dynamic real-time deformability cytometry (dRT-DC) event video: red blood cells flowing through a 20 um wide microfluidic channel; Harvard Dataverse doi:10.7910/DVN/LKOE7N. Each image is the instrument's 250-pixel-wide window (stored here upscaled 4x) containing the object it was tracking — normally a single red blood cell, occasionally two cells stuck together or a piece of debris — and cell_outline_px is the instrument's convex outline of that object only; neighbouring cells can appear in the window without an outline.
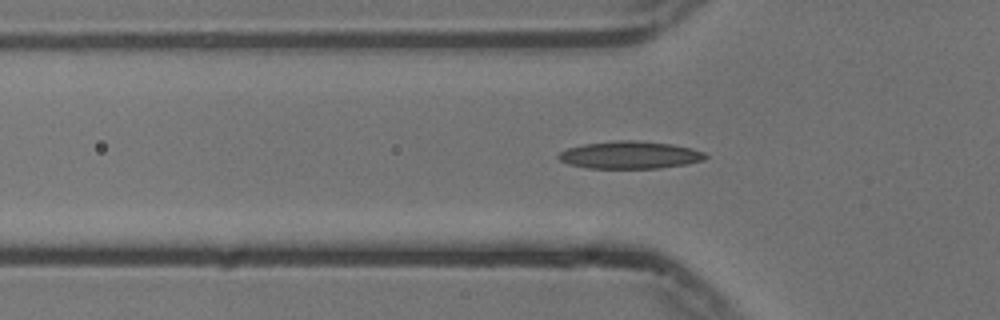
{"species": "common noctule bat (a hibernating species)", "species_latin": "Nyctalus noctula", "temperature_condition": "cold", "stored_images_in_passage": 27, "camera_frame_rate_fps": 3000, "um_per_image_px": 0.085, "animal": {"sex": "male", "body_mass_g": 13.3}, "frame": {"image": 1, "passage_image": 5, "time_ms": 1.333, "image_size_px": [1000, 320], "cell_outline_px": [[708, 156], [704, 160], [684, 164], [660, 168], [588, 168], [568, 164], [560, 160], [556, 156], [560, 152], [568, 148], [584, 144], [616, 140], [632, 140], [672, 144], [692, 148], [704, 152]], "centroid_in_image_um": [53.54, 13.17], "position_along_channel_um": 72.3, "area_um2": 23.47}}
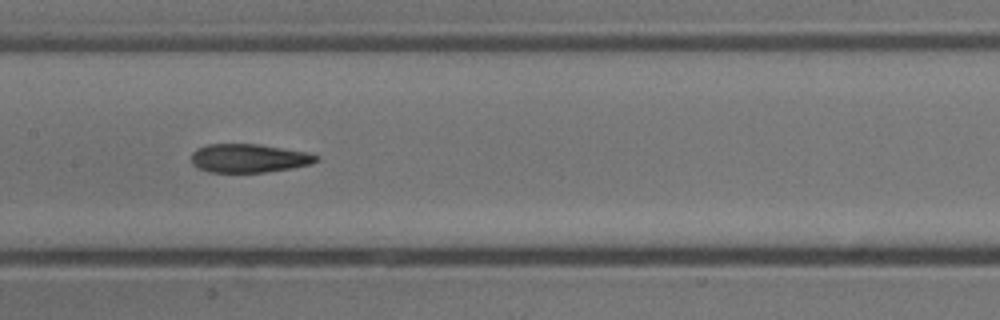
{"frame": {"image": 2, "passage_image": 14, "time_ms": 4.333, "image_size_px": [1000, 320], "cell_outline_px": [[320, 160], [312, 164], [292, 168], [264, 172], [208, 172], [192, 164], [192, 152], [196, 148], [208, 144], [260, 144], [308, 152], [316, 156]], "centroid_in_image_um": [21.16, 13.44], "position_along_channel_um": 186.2, "area_um2": 20.87}}
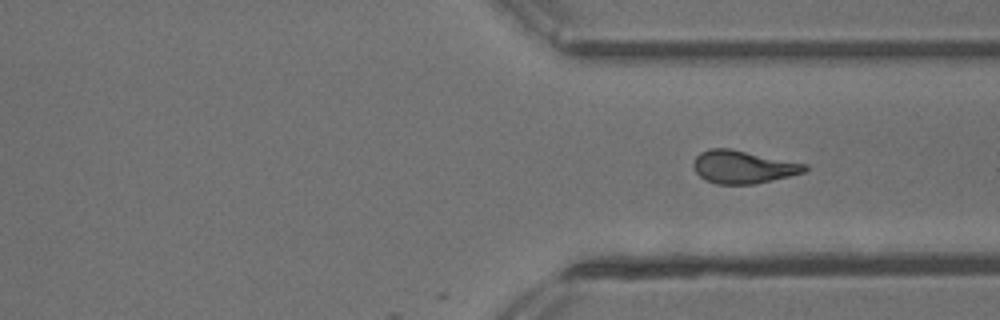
{"frame": {"image": 3, "passage_image": 27, "time_ms": 8.667, "image_size_px": [1000, 320], "cell_outline_px": [[808, 168], [804, 172], [756, 184], [716, 184], [700, 176], [696, 172], [692, 164], [696, 156], [700, 152], [708, 148], [728, 148], [808, 164]], "centroid_in_image_um": [63.15, 14.18], "position_along_channel_um": 348.3, "area_um2": 21.21}}